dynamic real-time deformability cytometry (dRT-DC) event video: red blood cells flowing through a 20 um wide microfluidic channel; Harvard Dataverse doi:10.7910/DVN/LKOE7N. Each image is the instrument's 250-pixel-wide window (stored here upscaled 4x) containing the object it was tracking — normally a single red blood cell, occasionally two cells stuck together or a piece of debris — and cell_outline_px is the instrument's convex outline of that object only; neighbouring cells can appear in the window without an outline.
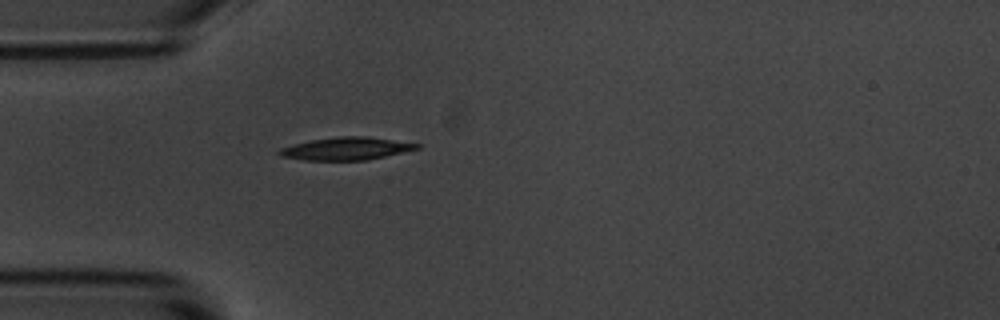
{"species": "common noctule bat (a hibernating species)", "species_latin": "Nyctalus noctula", "temperature_condition": "room temperature", "stored_images_in_passage": 1, "camera_frame_rate_fps": 3000, "um_per_image_px": 0.085, "animal": {"sex": "male", "body_mass_g": 20.1, "forearm_length_mm": 53.5}, "frame": {"image": 1, "passage_image": 1, "time_ms": 0.0, "image_size_px": [1000, 320], "cell_outline_px": [[420, 148], [368, 160], [304, 160], [280, 156], [276, 152], [280, 148], [312, 140], [340, 136], [368, 136], [420, 144]], "centroid_in_image_um": [29.43, 12.63], "position_along_channel_um": 55.6, "area_um2": 18.03}}